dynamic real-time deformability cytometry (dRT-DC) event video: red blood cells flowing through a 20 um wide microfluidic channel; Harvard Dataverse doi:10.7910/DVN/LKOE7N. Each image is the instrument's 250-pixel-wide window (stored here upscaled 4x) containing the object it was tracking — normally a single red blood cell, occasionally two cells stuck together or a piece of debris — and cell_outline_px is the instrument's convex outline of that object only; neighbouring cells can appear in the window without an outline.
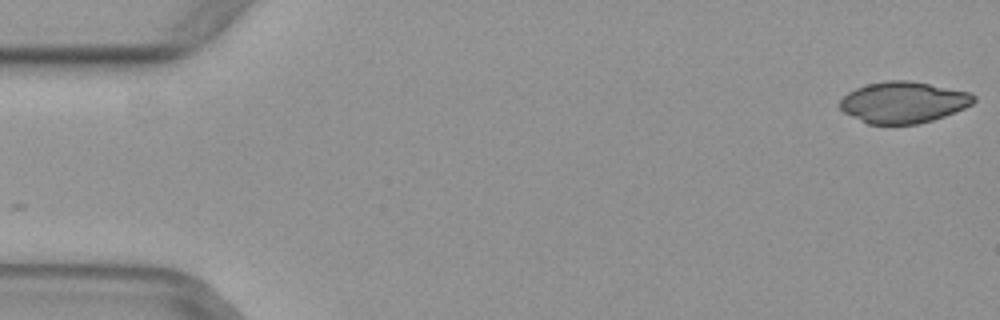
{"species": "common noctule bat (a hibernating species)", "species_latin": "Nyctalus noctula", "temperature_condition": "warm", "stored_images_in_passage": 50, "camera_frame_rate_fps": 3000, "um_per_image_px": 0.085, "animal": {"sex": "female", "body_mass_g": 29.2, "forearm_length_mm": 56.3}, "frame": {"image": 1, "passage_image": 1, "time_ms": 0.0, "image_size_px": [1000, 320], "cell_outline_px": [[976, 100], [972, 104], [964, 108], [944, 116], [932, 120], [916, 124], [868, 124], [844, 112], [840, 108], [840, 100], [848, 92], [856, 88], [868, 84], [888, 80], [908, 80], [972, 92], [976, 96]], "centroid_in_image_um": [76.81, 8.69], "position_along_channel_um": 8.2, "area_um2": 32.14}}